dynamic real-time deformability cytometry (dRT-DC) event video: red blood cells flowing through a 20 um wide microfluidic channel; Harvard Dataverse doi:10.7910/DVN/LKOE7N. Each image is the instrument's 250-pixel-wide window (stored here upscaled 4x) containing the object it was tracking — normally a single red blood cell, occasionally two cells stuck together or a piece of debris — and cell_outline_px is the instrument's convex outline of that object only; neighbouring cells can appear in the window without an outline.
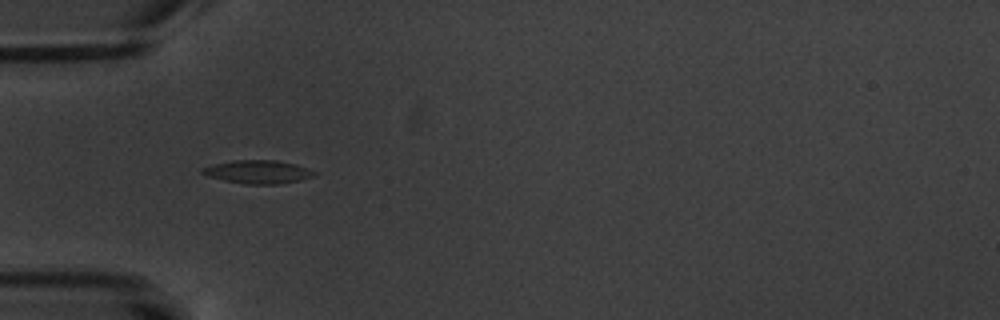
{"species": "common noctule bat (a hibernating species)", "species_latin": "Nyctalus noctula", "temperature_condition": "warm", "stored_images_in_passage": 4, "camera_frame_rate_fps": 3000, "um_per_image_px": 0.085, "animal": {"sex": "male", "body_mass_g": 20.1, "forearm_length_mm": 53.5}, "frame": {"image": 1, "passage_image": 3, "time_ms": 2.333, "image_size_px": [1000, 320], "cell_outline_px": [[316, 172], [312, 176], [300, 180], [280, 184], [244, 184], [224, 180], [208, 176], [200, 172], [200, 168], [212, 164], [232, 160], [276, 160], [296, 164]], "centroid_in_image_um": [21.87, 14.6], "position_along_channel_um": 63.1, "area_um2": 15.2}}